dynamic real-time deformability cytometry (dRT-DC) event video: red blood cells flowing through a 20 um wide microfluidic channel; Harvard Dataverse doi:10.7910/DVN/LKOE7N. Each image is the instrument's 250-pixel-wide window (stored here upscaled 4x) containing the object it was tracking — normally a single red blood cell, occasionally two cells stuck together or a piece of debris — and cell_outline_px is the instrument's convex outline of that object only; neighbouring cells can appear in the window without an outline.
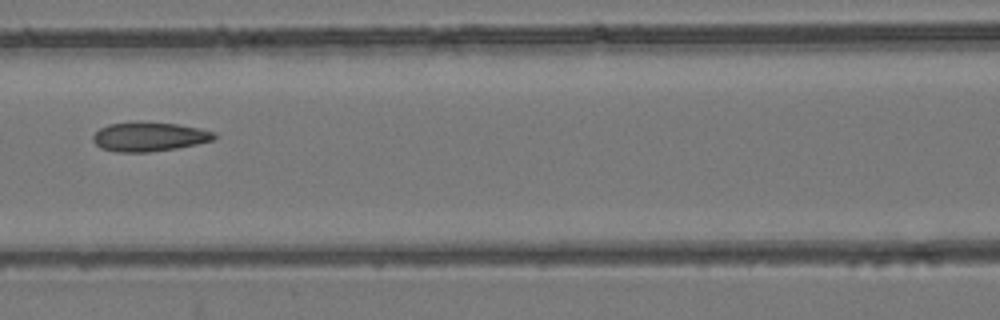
{"species": "common noctule bat (a hibernating species)", "species_latin": "Nyctalus noctula", "temperature_condition": "room temperature", "stored_images_in_passage": 7, "camera_frame_rate_fps": 3000, "um_per_image_px": 0.085, "animal": {"sex": "female", "body_mass_g": 24.6, "forearm_length_mm": 56.2}, "frame": {"image": 1, "passage_image": 7, "time_ms": 7.333, "image_size_px": [1000, 320], "cell_outline_px": [[216, 136], [212, 140], [196, 144], [176, 148], [148, 152], [116, 152], [100, 148], [92, 140], [92, 136], [100, 128], [108, 124], [140, 120], [176, 124], [200, 128], [216, 132]], "centroid_in_image_um": [12.65, 11.6], "position_along_channel_um": 154.0, "area_um2": 20.92}}